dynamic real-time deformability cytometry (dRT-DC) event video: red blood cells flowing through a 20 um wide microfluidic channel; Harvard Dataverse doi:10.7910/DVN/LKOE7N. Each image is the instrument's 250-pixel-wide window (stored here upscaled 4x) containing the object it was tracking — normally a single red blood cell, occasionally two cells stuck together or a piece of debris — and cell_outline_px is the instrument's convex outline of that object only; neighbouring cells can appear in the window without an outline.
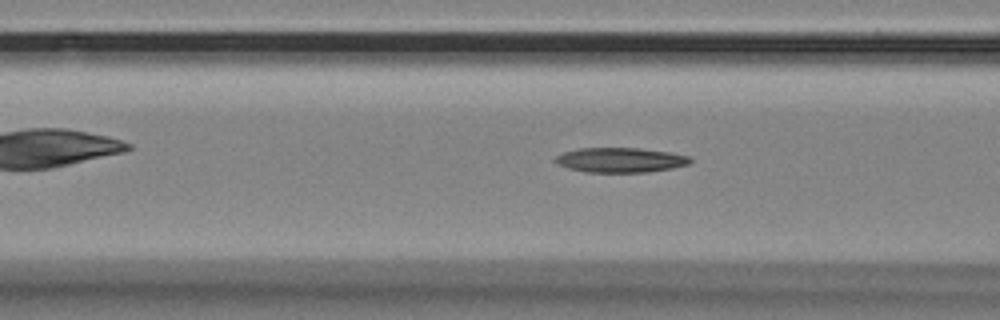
{"species": "Egyptian fruit bat (a non-hibernating species)", "species_latin": "Rousettus aegyptiacus", "temperature_condition": "room temperature", "stored_images_in_passage": 10, "camera_frame_rate_fps": 3000, "um_per_image_px": 0.085, "animal": {"sex": "female"}, "frame": {"image": 1, "passage_image": 7, "time_ms": 2.0, "image_size_px": [1000, 320], "cell_outline_px": [[692, 160], [688, 164], [672, 168], [648, 172], [584, 172], [568, 168], [556, 164], [552, 160], [556, 156], [564, 152], [580, 148], [640, 148], [668, 152], [688, 156]], "centroid_in_image_um": [52.68, 13.6], "position_along_channel_um": 113.9, "area_um2": 19.48}}